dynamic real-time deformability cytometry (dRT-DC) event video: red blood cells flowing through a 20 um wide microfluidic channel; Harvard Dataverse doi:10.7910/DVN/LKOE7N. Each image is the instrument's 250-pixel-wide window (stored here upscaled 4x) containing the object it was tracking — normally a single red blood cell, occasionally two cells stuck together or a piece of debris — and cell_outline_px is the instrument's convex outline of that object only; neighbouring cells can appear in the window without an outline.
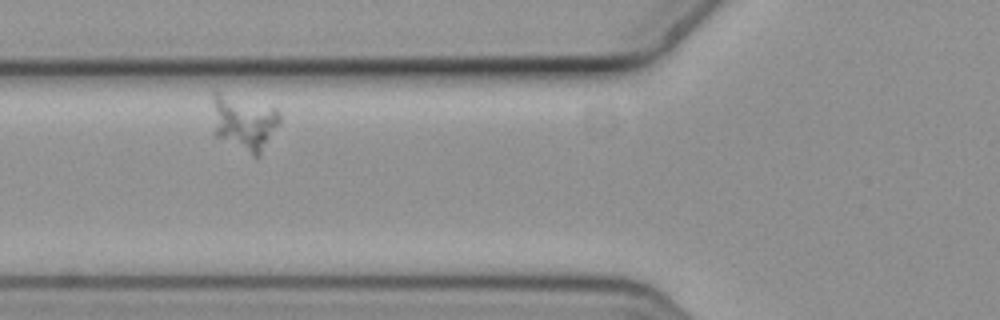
{"species": "common noctule bat (a hibernating species)", "species_latin": "Nyctalus noctula", "temperature_condition": "cold", "stored_images_in_passage": 3, "camera_frame_rate_fps": 3000, "um_per_image_px": 0.085, "animal": {"sex": "female", "body_mass_g": 19.3, "forearm_length_mm": 54.1}, "frame": {"image": 1, "passage_image": 2, "time_ms": 0.333, "image_size_px": [1000, 320], "cell_outline_px": [[280, 124], [260, 156], [252, 156], [216, 136], [212, 132], [212, 88], [216, 88], [276, 108], [280, 116]], "centroid_in_image_um": [20.68, 10.35], "position_along_channel_um": 105.1, "area_um2": 22.83}}
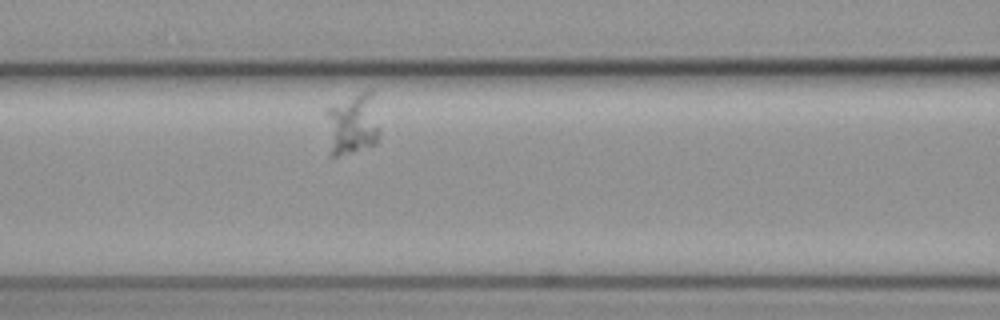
{"frame": {"image": 2, "passage_image": 3, "time_ms": 0.667, "image_size_px": [1000, 320], "cell_outline_px": [[380, 132], [376, 144], [352, 152], [336, 156], [328, 156], [324, 112], [328, 104], [368, 88], [372, 88]], "centroid_in_image_um": [29.89, 10.5], "position_along_channel_um": 136.7, "area_um2": 20.58}}